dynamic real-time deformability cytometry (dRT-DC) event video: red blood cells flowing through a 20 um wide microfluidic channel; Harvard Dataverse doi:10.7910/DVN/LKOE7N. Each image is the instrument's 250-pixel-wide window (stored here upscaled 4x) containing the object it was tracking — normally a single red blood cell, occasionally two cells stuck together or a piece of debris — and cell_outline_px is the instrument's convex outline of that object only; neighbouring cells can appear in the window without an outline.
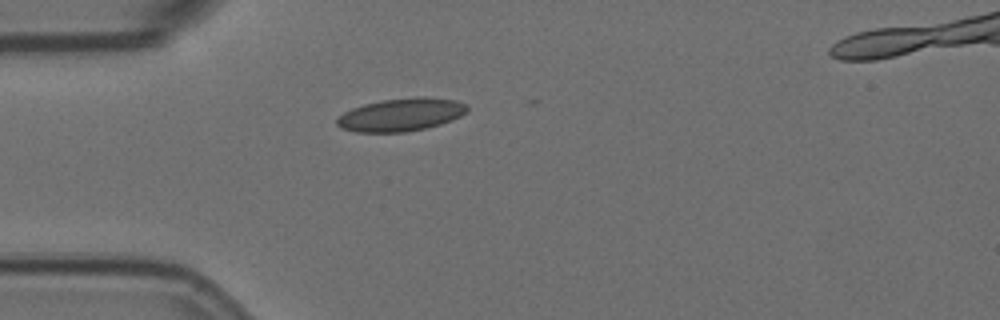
{"species": "Egyptian fruit bat (a non-hibernating species)", "species_latin": "Rousettus aegyptiacus", "temperature_condition": "room temperature", "stored_images_in_passage": 5, "camera_frame_rate_fps": 3000, "um_per_image_px": 0.085, "animal": {"sex": "female"}, "frame": {"image": 1, "passage_image": 5, "time_ms": 1.333, "image_size_px": [1000, 320], "cell_outline_px": [[468, 112], [452, 120], [440, 124], [424, 128], [404, 132], [356, 132], [340, 128], [336, 124], [336, 120], [344, 112], [352, 108], [364, 104], [384, 100], [420, 96], [424, 96], [456, 100], [464, 104], [468, 108]], "centroid_in_image_um": [34.09, 9.75], "position_along_channel_um": 50.9, "area_um2": 24.91}}